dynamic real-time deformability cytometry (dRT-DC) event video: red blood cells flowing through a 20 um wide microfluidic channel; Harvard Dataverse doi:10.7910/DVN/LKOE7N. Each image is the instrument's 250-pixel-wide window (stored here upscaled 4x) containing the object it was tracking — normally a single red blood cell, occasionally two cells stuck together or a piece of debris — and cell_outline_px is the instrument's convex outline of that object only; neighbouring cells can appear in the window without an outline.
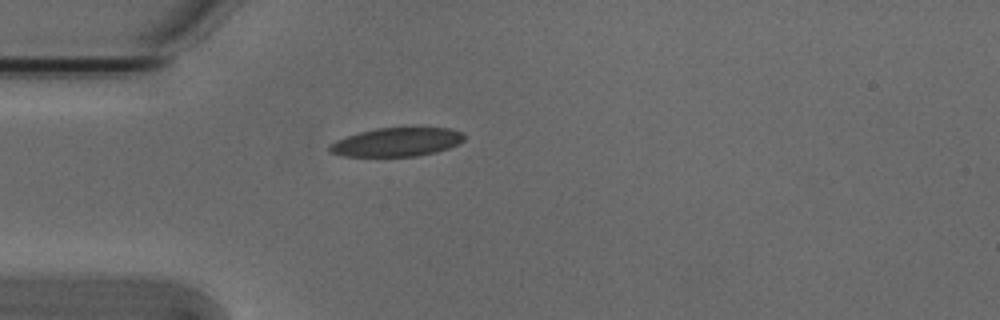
{"species": "Egyptian fruit bat (a non-hibernating species)", "species_latin": "Rousettus aegyptiacus", "temperature_condition": "cold", "stored_images_in_passage": 2, "camera_frame_rate_fps": 3000, "um_per_image_px": 0.085, "animal": {"sex": "male"}, "frame": {"image": 1, "passage_image": 2, "time_ms": 0.333, "image_size_px": [1000, 320], "cell_outline_px": [[464, 140], [448, 148], [436, 152], [416, 156], [340, 156], [328, 152], [328, 144], [336, 140], [360, 132], [376, 128], [448, 128], [460, 132], [464, 136]], "centroid_in_image_um": [33.66, 12.08], "position_along_channel_um": 51.3, "area_um2": 22.37}}